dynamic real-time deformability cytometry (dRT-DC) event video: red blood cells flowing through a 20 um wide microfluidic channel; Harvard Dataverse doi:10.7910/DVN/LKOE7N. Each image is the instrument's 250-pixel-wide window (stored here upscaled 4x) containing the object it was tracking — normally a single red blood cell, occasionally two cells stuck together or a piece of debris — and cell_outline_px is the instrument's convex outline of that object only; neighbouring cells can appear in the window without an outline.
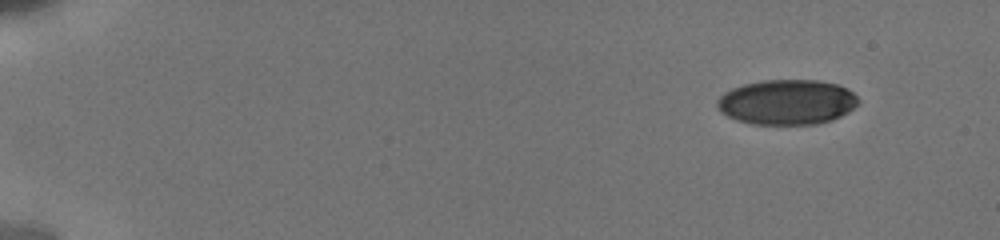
{"species": "human", "species_latin": "Homo sapiens", "temperature_condition": "cold", "stored_images_in_passage": 69, "camera_frame_rate_fps": 3000, "um_per_image_px": 0.085, "donor": {"sex": "male"}, "frame": {"image": 1, "passage_image": 1, "time_ms": 0.0, "image_size_px": [1000, 240], "cell_outline_px": [[860, 100], [848, 112], [832, 120], [816, 124], [752, 124], [736, 120], [720, 112], [716, 104], [716, 100], [724, 92], [732, 88], [744, 84], [764, 80], [816, 80], [836, 84], [848, 88]], "centroid_in_image_um": [66.87, 8.68], "position_along_channel_um": 18.1, "area_um2": 37.11}}
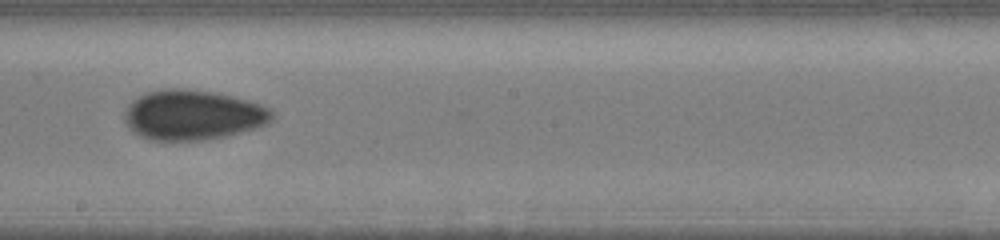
{"frame": {"image": 2, "passage_image": 40, "time_ms": 9.333, "image_size_px": [1000, 240], "cell_outline_px": [[272, 120], [268, 124], [256, 128], [224, 136], [200, 140], [152, 140], [140, 136], [132, 132], [128, 128], [124, 120], [124, 112], [128, 104], [132, 100], [148, 92], [168, 88], [180, 88], [212, 92], [232, 96], [260, 104], [272, 108]], "centroid_in_image_um": [16.37, 9.77], "position_along_channel_um": 231.8, "area_um2": 42.89}}
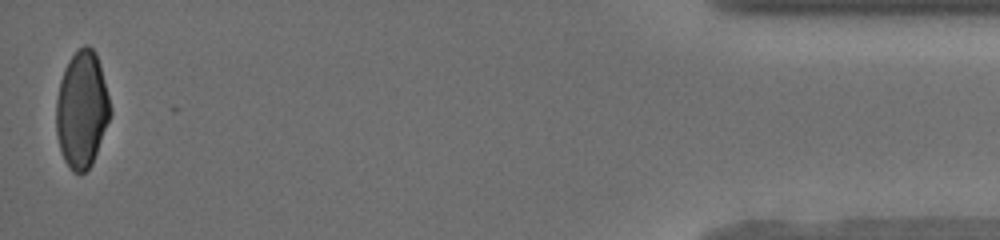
{"frame": {"image": 3, "passage_image": 69, "time_ms": 16.333, "image_size_px": [1000, 240], "cell_outline_px": [[112, 112], [92, 164], [84, 172], [72, 172], [64, 160], [60, 148], [56, 132], [56, 100], [60, 80], [64, 68], [68, 60], [84, 44], [88, 44], [96, 52], [100, 64], [112, 108]], "centroid_in_image_um": [6.96, 9.29], "position_along_channel_um": 428.2, "area_um2": 36.88}, "authors_computed_cell_mechanics": {"area_um2": 40.0554, "velocity_mm_per_s": 3.8595, "shape_relaxation_time_tau1_ms": 8.0785, "shape_relaxation_time_tau2_ms": 1.3322, "deformation_change_tau1": 0.146, "deformation_change_tau2": 0.0543}}